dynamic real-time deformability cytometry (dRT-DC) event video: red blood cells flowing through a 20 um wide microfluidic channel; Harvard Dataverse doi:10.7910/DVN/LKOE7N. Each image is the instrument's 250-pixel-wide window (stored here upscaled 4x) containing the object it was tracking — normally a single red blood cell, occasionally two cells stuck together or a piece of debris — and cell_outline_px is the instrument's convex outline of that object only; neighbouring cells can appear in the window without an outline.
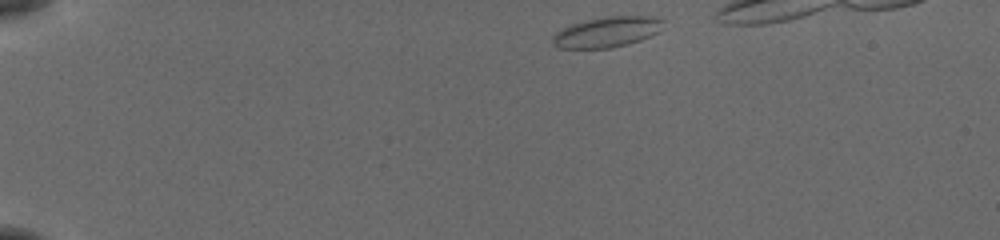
{"species": "common noctule bat (a hibernating species)", "species_latin": "Nyctalus noctula", "temperature_condition": "cold", "stored_images_in_passage": 40, "camera_frame_rate_fps": 3000, "um_per_image_px": 0.085, "animal": {"sex": "female", "body_mass_g": 19.5, "forearm_length_mm": 54.1}, "frame": {"image": 1, "passage_image": 1, "time_ms": 0.0, "image_size_px": [1000, 240], "cell_outline_px": [[664, 20], [656, 32], [640, 40], [628, 44], [608, 48], [560, 48], [552, 44], [552, 36], [556, 32], [572, 24], [588, 20], [608, 16], [652, 16]], "centroid_in_image_um": [51.55, 2.72], "position_along_channel_um": 33.5, "area_um2": 19.25}}
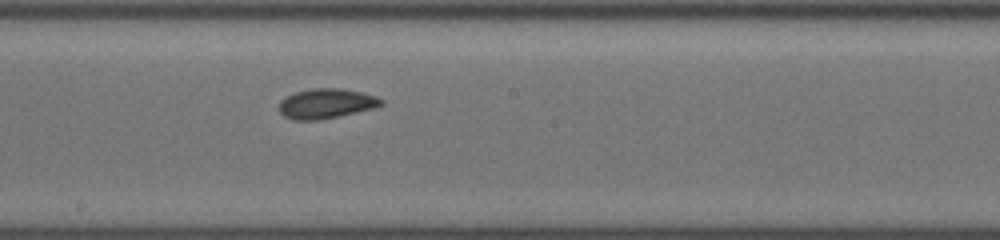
{"frame": {"image": 2, "passage_image": 22, "time_ms": 7.0, "image_size_px": [1000, 240], "cell_outline_px": [[384, 104], [372, 108], [336, 116], [316, 120], [292, 120], [284, 116], [280, 112], [280, 100], [296, 92], [312, 88], [340, 88], [360, 92], [376, 96], [384, 100]], "centroid_in_image_um": [27.71, 8.79], "position_along_channel_um": 220.5, "area_um2": 17.46}}
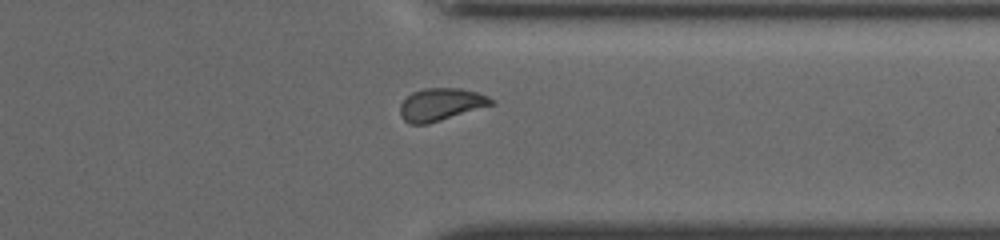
{"frame": {"image": 3, "passage_image": 34, "time_ms": 11.0, "image_size_px": [1000, 240], "cell_outline_px": [[496, 104], [428, 124], [408, 124], [400, 116], [400, 104], [412, 92], [424, 88], [460, 88], [476, 92], [488, 96], [496, 100]], "centroid_in_image_um": [37.5, 8.88], "position_along_channel_um": 373.9, "area_um2": 17.46}}